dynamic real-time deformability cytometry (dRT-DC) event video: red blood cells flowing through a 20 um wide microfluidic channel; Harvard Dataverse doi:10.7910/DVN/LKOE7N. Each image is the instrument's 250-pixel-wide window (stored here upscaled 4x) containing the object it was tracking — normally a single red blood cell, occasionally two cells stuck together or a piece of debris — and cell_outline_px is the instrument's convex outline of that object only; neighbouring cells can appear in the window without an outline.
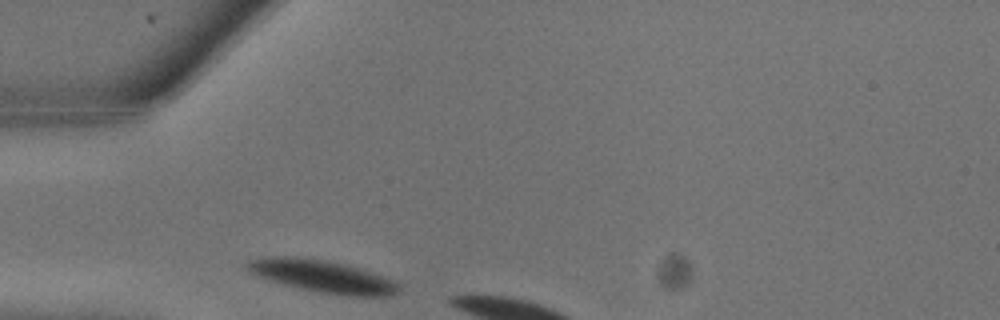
{"species": "common noctule bat (a hibernating species)", "species_latin": "Nyctalus noctula", "temperature_condition": "warm", "stored_images_in_passage": 1, "camera_frame_rate_fps": 3000, "um_per_image_px": 0.085, "animal": {"sex": "male", "body_mass_g": 13.3}, "frame": {"image": 1, "passage_image": 1, "time_ms": 0.0, "image_size_px": [1000, 320], "cell_outline_px": [[400, 292], [392, 296], [348, 296], [300, 288], [284, 284], [248, 272], [244, 268], [244, 264], [248, 260], [264, 256], [292, 256], [328, 260], [344, 264], [372, 272], [384, 276], [400, 284]], "centroid_in_image_um": [27.4, 23.47], "position_along_channel_um": 57.6, "area_um2": 28.61}}